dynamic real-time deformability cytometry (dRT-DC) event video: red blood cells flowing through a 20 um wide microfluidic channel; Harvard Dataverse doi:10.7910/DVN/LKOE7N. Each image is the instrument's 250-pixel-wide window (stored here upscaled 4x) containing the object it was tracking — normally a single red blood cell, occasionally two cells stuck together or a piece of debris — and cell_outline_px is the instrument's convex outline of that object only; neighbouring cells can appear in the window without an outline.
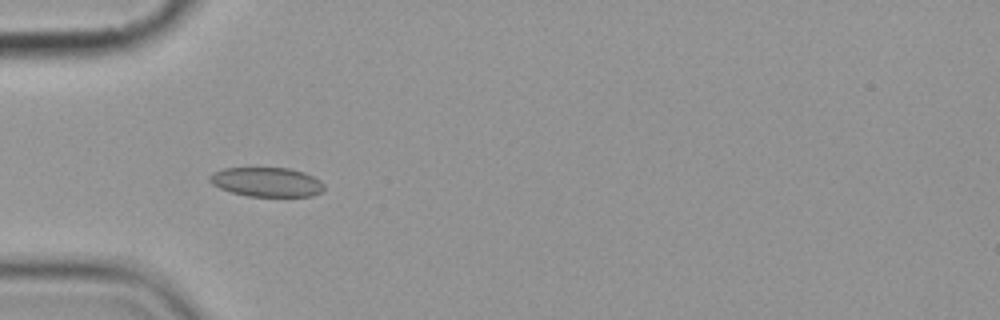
{"species": "common noctule bat (a hibernating species)", "species_latin": "Nyctalus noctula", "temperature_condition": "cold", "stored_images_in_passage": 6, "camera_frame_rate_fps": 3000, "um_per_image_px": 0.085, "animal": {"sex": "female", "body_mass_g": 19.9}, "frame": {"image": 1, "passage_image": 5, "time_ms": 4.667, "image_size_px": [1000, 320], "cell_outline_px": [[324, 188], [320, 192], [312, 196], [248, 196], [232, 192], [220, 188], [212, 184], [208, 180], [208, 176], [212, 172], [224, 168], [288, 168], [304, 172], [320, 180], [324, 184]], "centroid_in_image_um": [22.65, 15.46], "position_along_channel_um": 62.4, "area_um2": 19.54}}
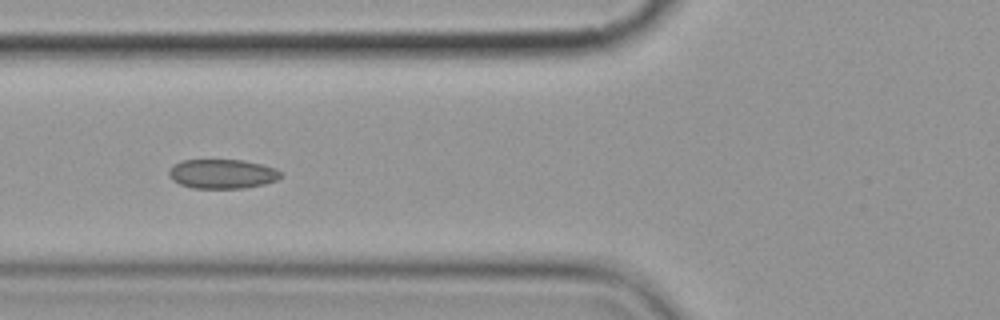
{"frame": {"image": 2, "passage_image": 6, "time_ms": 6.0, "image_size_px": [1000, 320], "cell_outline_px": [[284, 176], [276, 180], [264, 184], [244, 188], [192, 188], [180, 184], [172, 180], [168, 172], [180, 160], [244, 160], [276, 168], [284, 172]], "centroid_in_image_um": [18.95, 14.78], "position_along_channel_um": 106.9, "area_um2": 19.19}}